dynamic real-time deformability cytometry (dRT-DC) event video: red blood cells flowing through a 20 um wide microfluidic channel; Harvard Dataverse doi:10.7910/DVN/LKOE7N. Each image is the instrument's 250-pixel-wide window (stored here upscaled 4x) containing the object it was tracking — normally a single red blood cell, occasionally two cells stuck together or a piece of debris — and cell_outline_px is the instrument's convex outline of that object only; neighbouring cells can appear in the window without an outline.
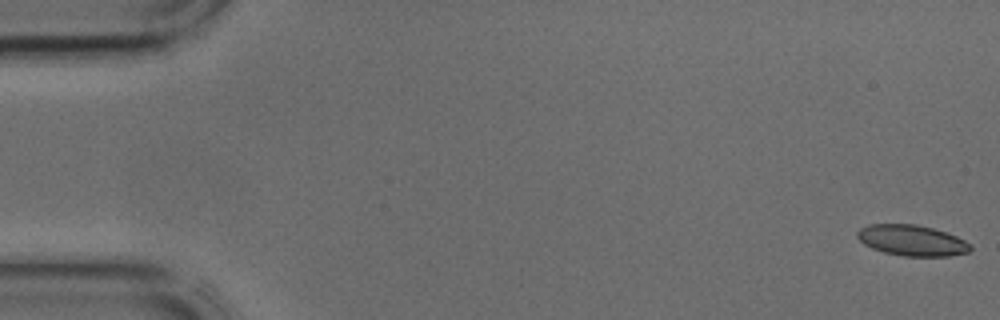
{"species": "common noctule bat (a hibernating species)", "species_latin": "Nyctalus noctula", "temperature_condition": "cold", "stored_images_in_passage": 43, "camera_frame_rate_fps": 3000, "um_per_image_px": 0.085, "animal": {"sex": "male", "body_mass_g": 17.9, "forearm_length_mm": 54.2}, "frame": {"image": 1, "passage_image": 1, "time_ms": 0.0, "image_size_px": [1000, 320], "cell_outline_px": [[972, 248], [968, 252], [948, 256], [904, 256], [884, 252], [872, 248], [864, 244], [856, 236], [856, 232], [860, 228], [868, 224], [916, 224], [932, 228], [956, 236], [972, 244]], "centroid_in_image_um": [77.5, 20.43], "position_along_channel_um": 7.5, "area_um2": 20.29}}
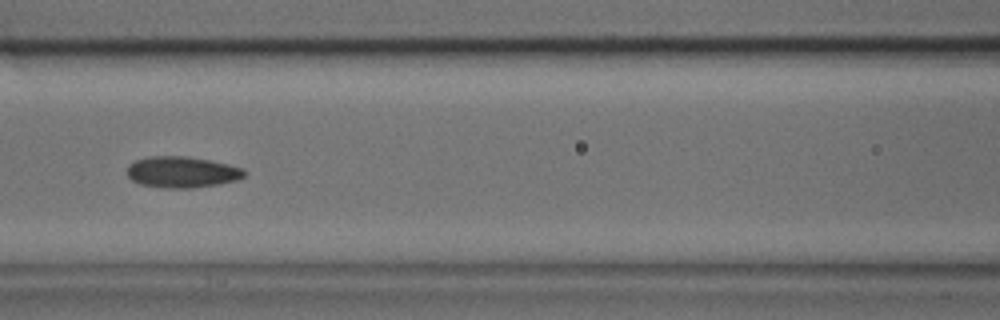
{"frame": {"image": 2, "passage_image": 19, "time_ms": 6.0, "image_size_px": [1000, 320], "cell_outline_px": [[248, 172], [244, 176], [236, 180], [220, 184], [192, 188], [164, 188], [140, 184], [132, 180], [128, 176], [128, 164], [136, 160], [148, 156], [188, 156], [228, 164], [244, 168]], "centroid_in_image_um": [15.48, 14.62], "position_along_channel_um": 151.1, "area_um2": 21.44}}
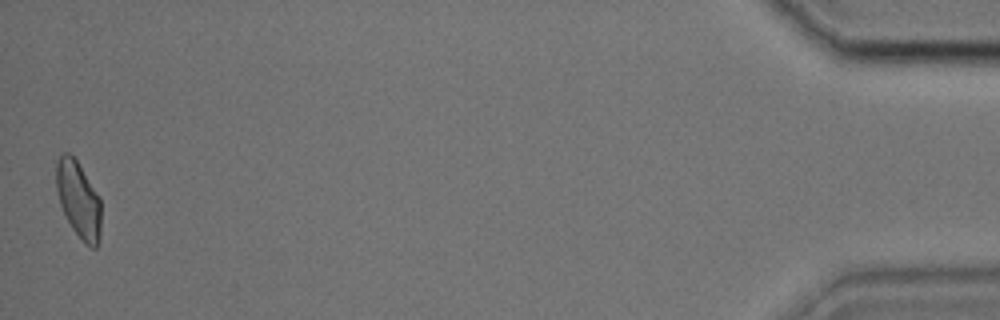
{"frame": {"image": 3, "passage_image": 43, "time_ms": 14.0, "image_size_px": [1000, 320], "cell_outline_px": [[100, 240], [96, 248], [92, 248], [84, 244], [72, 228], [60, 204], [56, 188], [56, 160], [64, 152], [68, 152], [76, 160], [100, 196]], "centroid_in_image_um": [6.68, 16.99], "position_along_channel_um": 428.5, "area_um2": 20.0}}